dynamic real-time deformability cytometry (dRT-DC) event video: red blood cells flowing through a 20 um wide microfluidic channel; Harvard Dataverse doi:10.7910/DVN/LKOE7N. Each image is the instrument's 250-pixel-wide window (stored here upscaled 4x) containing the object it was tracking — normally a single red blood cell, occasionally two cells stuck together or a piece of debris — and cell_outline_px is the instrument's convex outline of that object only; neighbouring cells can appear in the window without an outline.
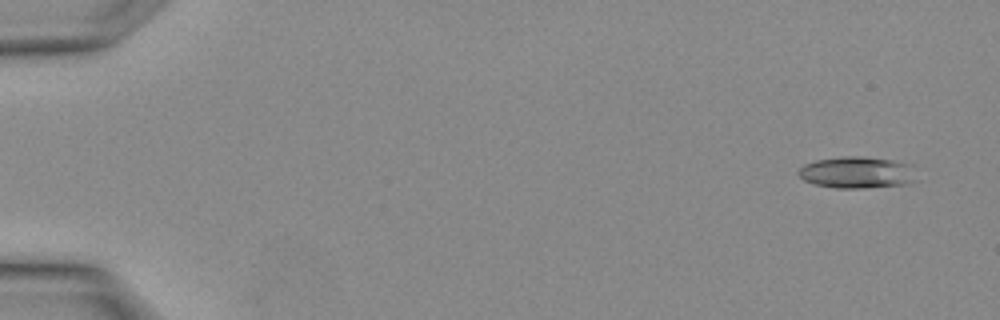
{"species": "Egyptian fruit bat (a non-hibernating species)", "species_latin": "Rousettus aegyptiacus", "temperature_condition": "warm", "stored_images_in_passage": 3, "camera_frame_rate_fps": 3000, "um_per_image_px": 0.085, "animal": {"sex": "female"}, "frame": {"image": 1, "passage_image": 1, "time_ms": 0.0, "image_size_px": [1000, 320], "cell_outline_px": [[916, 180], [908, 184], [864, 188], [836, 188], [816, 184], [804, 180], [796, 172], [804, 164], [816, 160], [844, 156], [864, 156], [892, 160], [912, 164]], "centroid_in_image_um": [72.86, 14.65], "position_along_channel_um": 12.1, "area_um2": 21.91}}
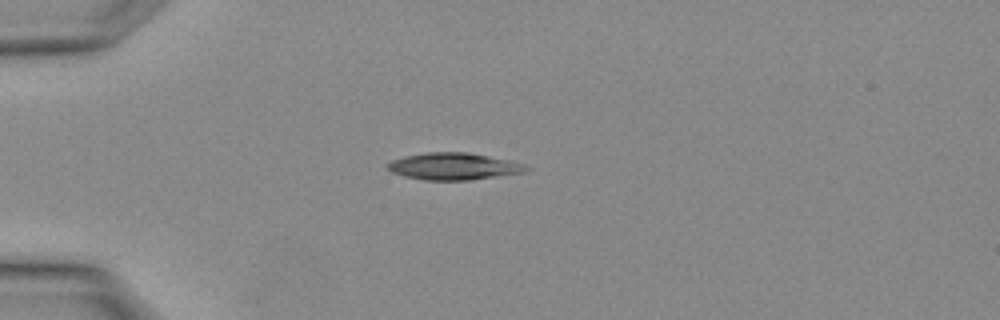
{"frame": {"image": 2, "passage_image": 3, "time_ms": 0.667, "image_size_px": [1000, 320], "cell_outline_px": [[532, 168], [524, 172], [468, 180], [424, 180], [404, 176], [392, 172], [384, 164], [392, 160], [404, 156], [428, 152], [468, 152], [508, 160], [524, 164]], "centroid_in_image_um": [38.53, 14.13], "position_along_channel_um": 46.5, "area_um2": 21.68}}